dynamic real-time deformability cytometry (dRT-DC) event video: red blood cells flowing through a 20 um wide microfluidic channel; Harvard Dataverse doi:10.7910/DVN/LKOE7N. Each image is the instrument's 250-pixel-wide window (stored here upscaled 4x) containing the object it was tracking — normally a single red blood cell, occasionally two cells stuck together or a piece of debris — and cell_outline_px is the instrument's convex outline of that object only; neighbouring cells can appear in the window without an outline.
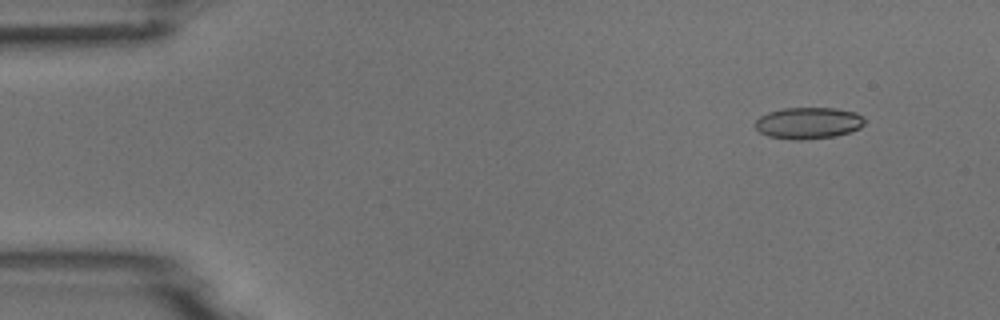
{"species": "common noctule bat (a hibernating species)", "species_latin": "Nyctalus noctula", "temperature_condition": "room temperature", "stored_images_in_passage": 4, "camera_frame_rate_fps": 3000, "um_per_image_px": 0.085, "animal": {"sex": "male", "body_mass_g": 18.8}, "frame": {"image": 1, "passage_image": 2, "time_ms": 1.0, "image_size_px": [1000, 320], "cell_outline_px": [[864, 124], [860, 128], [836, 136], [800, 140], [792, 140], [768, 136], [760, 132], [756, 128], [756, 120], [760, 116], [768, 112], [784, 108], [836, 108], [856, 112], [864, 120]], "centroid_in_image_um": [68.7, 10.46], "position_along_channel_um": 16.3, "area_um2": 20.06}}
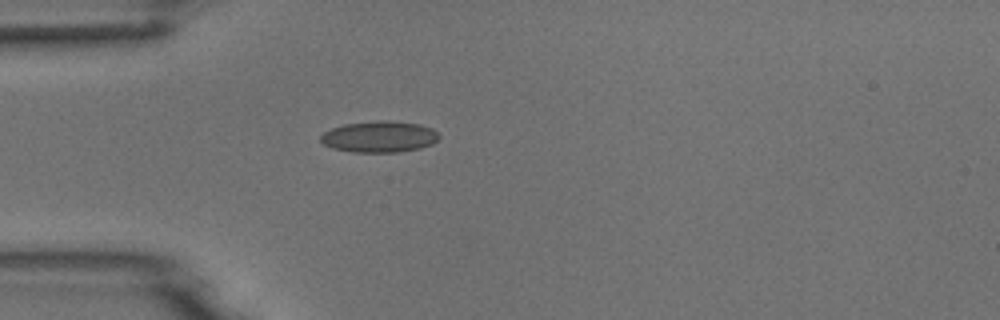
{"frame": {"image": 2, "passage_image": 4, "time_ms": 4.333, "image_size_px": [1000, 320], "cell_outline_px": [[440, 136], [432, 144], [420, 148], [396, 152], [352, 152], [332, 148], [324, 144], [320, 140], [320, 136], [324, 132], [332, 128], [344, 124], [380, 120], [388, 120], [420, 124], [432, 128]], "centroid_in_image_um": [32.24, 11.62], "position_along_channel_um": 52.8, "area_um2": 21.56}}